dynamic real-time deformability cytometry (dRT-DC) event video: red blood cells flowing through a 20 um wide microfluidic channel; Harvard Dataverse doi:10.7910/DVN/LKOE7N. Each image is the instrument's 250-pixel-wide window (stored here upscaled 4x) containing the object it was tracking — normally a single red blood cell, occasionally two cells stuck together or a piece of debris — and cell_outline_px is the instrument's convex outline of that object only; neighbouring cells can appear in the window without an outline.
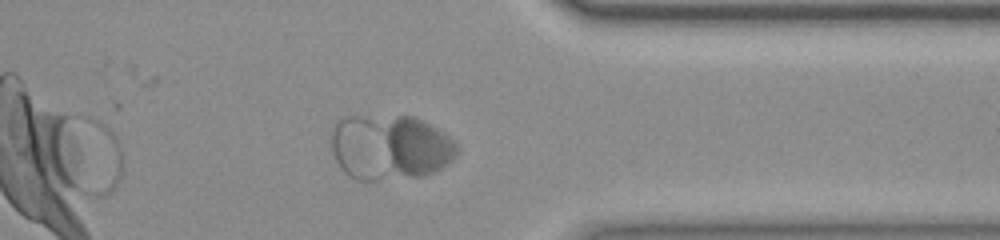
{"species": "common noctule bat (a hibernating species)", "species_latin": "Nyctalus noctula", "temperature_condition": "room temperature", "stored_images_in_passage": 28, "segment_of_instrument_passage": [2, 3], "camera_frame_rate_fps": 3000, "um_per_image_px": 0.085, "animal": {"sex": "female", "body_mass_g": 23.0, "forearm_length_mm": 53.4}, "frame": {"image": 1, "passage_image": 27, "time_ms": 8.667, "image_size_px": [1000, 240], "cell_outline_px": [[120, 176], [116, 184], [104, 196], [96, 196], [92, 120], [96, 120], [104, 124], [116, 136], [120, 144]], "centroid_in_image_um": [8.97, 13.45], "position_along_channel_um": 402.4, "area_um2": 11.73}}